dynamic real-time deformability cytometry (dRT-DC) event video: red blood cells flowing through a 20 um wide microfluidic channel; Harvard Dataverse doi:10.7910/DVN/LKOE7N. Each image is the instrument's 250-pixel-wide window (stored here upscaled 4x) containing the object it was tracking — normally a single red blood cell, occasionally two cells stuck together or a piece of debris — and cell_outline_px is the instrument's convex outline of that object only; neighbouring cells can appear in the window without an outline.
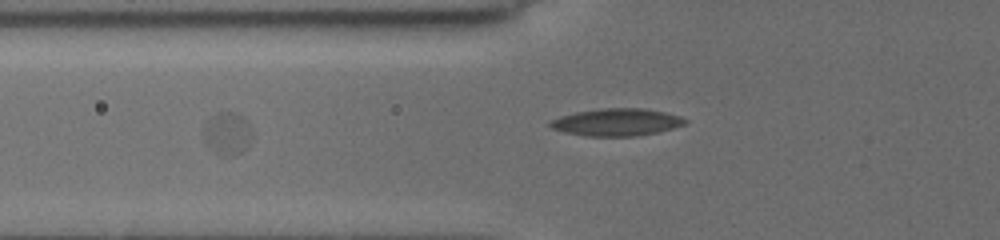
{"species": "common noctule bat (a hibernating species)", "species_latin": "Nyctalus noctula", "temperature_condition": "cold", "stored_images_in_passage": 27, "segment_of_instrument_passage": [1, 2], "camera_frame_rate_fps": 3000, "um_per_image_px": 0.085, "animal": {"sex": "female", "body_mass_g": 19.5, "forearm_length_mm": 54.1}, "frame": {"image": 1, "passage_image": 24, "time_ms": 5.333, "image_size_px": [1000, 240], "cell_outline_px": [[248, 148], [240, 152], [228, 156], [216, 152], [204, 140], [208, 120], [212, 116], [220, 112], [228, 112], [236, 116], [240, 120], [248, 132]], "centroid_in_image_um": [19.25, 11.4], "position_along_channel_um": 106.6, "area_um2": 10.52}}